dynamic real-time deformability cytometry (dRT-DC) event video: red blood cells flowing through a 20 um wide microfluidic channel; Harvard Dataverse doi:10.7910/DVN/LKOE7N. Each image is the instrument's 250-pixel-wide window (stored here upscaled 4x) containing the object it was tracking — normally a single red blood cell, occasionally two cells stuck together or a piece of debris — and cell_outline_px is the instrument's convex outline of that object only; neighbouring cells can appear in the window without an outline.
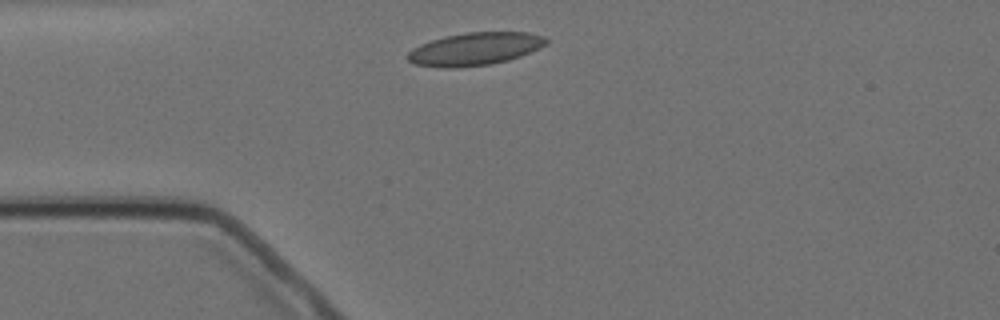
{"species": "Egyptian fruit bat (a non-hibernating species)", "species_latin": "Rousettus aegyptiacus", "temperature_condition": "cold", "stored_images_in_passage": 8, "camera_frame_rate_fps": 3000, "um_per_image_px": 0.085, "animal": {"sex": "female"}, "frame": {"image": 1, "passage_image": 1, "time_ms": 0.0, "image_size_px": [1000, 320], "cell_outline_px": [[548, 44], [540, 48], [520, 56], [508, 60], [492, 64], [456, 68], [444, 68], [416, 64], [408, 60], [408, 52], [412, 48], [420, 44], [444, 36], [464, 32], [528, 32], [544, 36], [548, 40]], "centroid_in_image_um": [40.39, 4.15], "position_along_channel_um": 44.6, "area_um2": 26.59}}
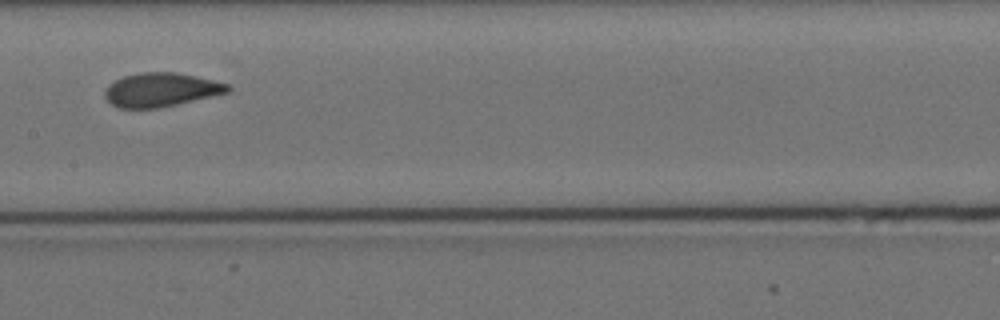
{"frame": {"image": 2, "passage_image": 5, "time_ms": 4.667, "image_size_px": [1000, 320], "cell_outline_px": [[232, 92], [160, 108], [116, 108], [104, 96], [104, 92], [108, 84], [124, 76], [140, 72], [176, 72], [196, 76], [232, 84]], "centroid_in_image_um": [13.74, 7.63], "position_along_channel_um": 193.7, "area_um2": 24.62}}
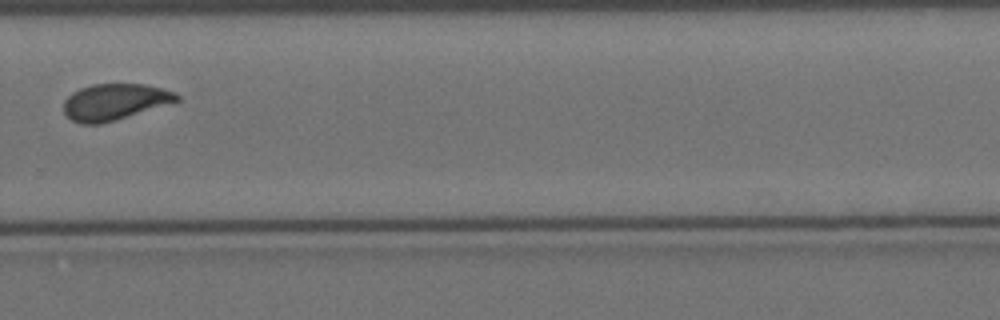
{"frame": {"image": 3, "passage_image": 8, "time_ms": 8.333, "image_size_px": [1000, 320], "cell_outline_px": [[180, 100], [116, 120], [100, 124], [80, 124], [72, 120], [64, 112], [64, 100], [72, 92], [80, 88], [92, 84], [144, 84], [176, 92], [180, 96]], "centroid_in_image_um": [9.73, 8.66], "position_along_channel_um": 320.1, "area_um2": 23.81}}